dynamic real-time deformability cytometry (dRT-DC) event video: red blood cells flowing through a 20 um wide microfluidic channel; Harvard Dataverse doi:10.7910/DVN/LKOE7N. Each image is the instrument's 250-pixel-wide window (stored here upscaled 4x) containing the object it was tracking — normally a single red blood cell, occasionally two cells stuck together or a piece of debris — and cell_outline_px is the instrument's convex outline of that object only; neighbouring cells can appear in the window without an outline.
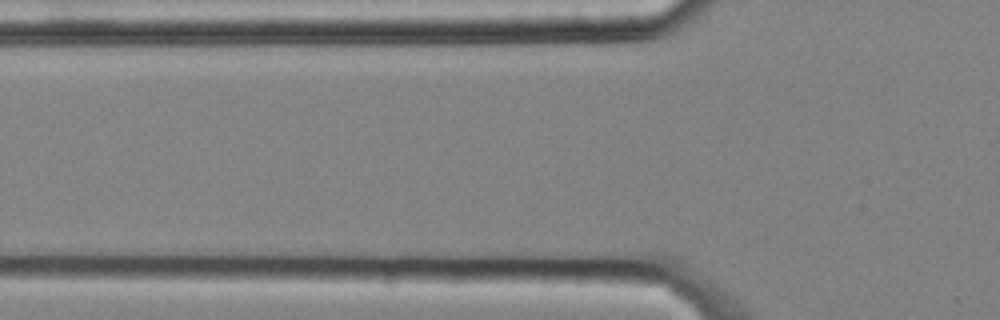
{"species": "common noctule bat (a hibernating species)", "species_latin": "Nyctalus noctula", "temperature_condition": "cold", "stored_images_in_passage": 2, "camera_frame_rate_fps": 3000, "um_per_image_px": 0.085, "animal": {"sex": "male", "body_mass_g": 20.4}, "frame": {"image": 1, "passage_image": 2, "time_ms": 0.333, "image_size_px": [1000, 320], "cell_outline_px": [[644, 240], [636, 244], [624, 244], [544, 240], [512, 236], [512, 232], [520, 228], [524, 228], [632, 232]], "centroid_in_image_um": [49.21, 20.05], "position_along_channel_um": 76.6, "area_um2": 10.23}}